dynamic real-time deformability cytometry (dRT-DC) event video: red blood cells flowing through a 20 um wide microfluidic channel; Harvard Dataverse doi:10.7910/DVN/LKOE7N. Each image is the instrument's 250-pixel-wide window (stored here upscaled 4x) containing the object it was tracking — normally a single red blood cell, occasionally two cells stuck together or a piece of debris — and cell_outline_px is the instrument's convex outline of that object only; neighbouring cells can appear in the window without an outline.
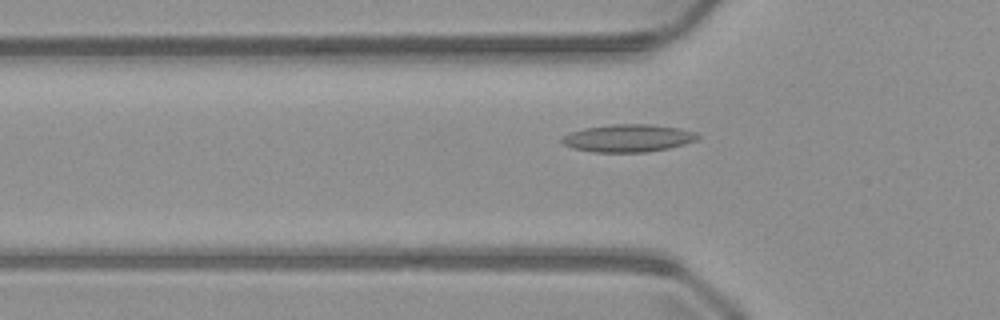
{"species": "common noctule bat (a hibernating species)", "species_latin": "Nyctalus noctula", "temperature_condition": "warm", "stored_images_in_passage": 37, "camera_frame_rate_fps": 3000, "um_per_image_px": 0.085, "animal": {"sex": "male", "body_mass_g": 23.1, "forearm_length_mm": 52.7}, "frame": {"image": 1, "passage_image": 7, "time_ms": 2.0, "image_size_px": [1000, 320], "cell_outline_px": [[700, 140], [668, 148], [648, 152], [592, 152], [572, 148], [564, 144], [560, 140], [564, 136], [572, 132], [584, 128], [612, 124], [652, 124], [680, 128], [696, 132], [700, 136]], "centroid_in_image_um": [53.44, 11.74], "position_along_channel_um": 72.4, "area_um2": 21.96}}
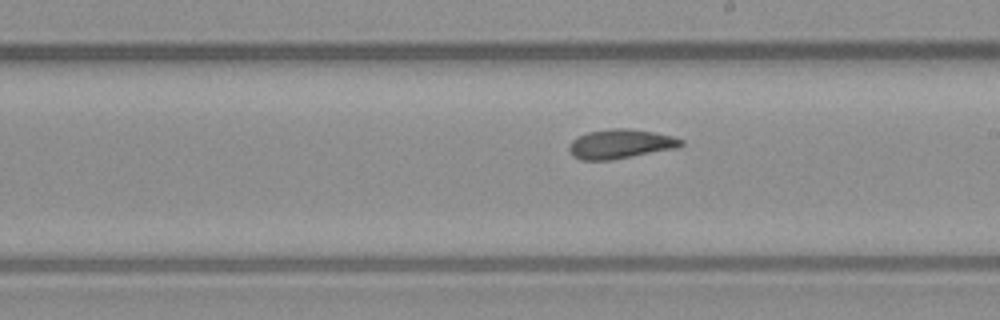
{"frame": {"image": 2, "passage_image": 19, "time_ms": 6.0, "image_size_px": [1000, 320], "cell_outline_px": [[684, 144], [676, 148], [612, 160], [580, 160], [572, 156], [568, 152], [568, 144], [572, 140], [588, 132], [612, 128], [628, 128], [652, 132], [672, 136], [684, 140]], "centroid_in_image_um": [52.7, 12.24], "position_along_channel_um": 236.3, "area_um2": 19.19}}
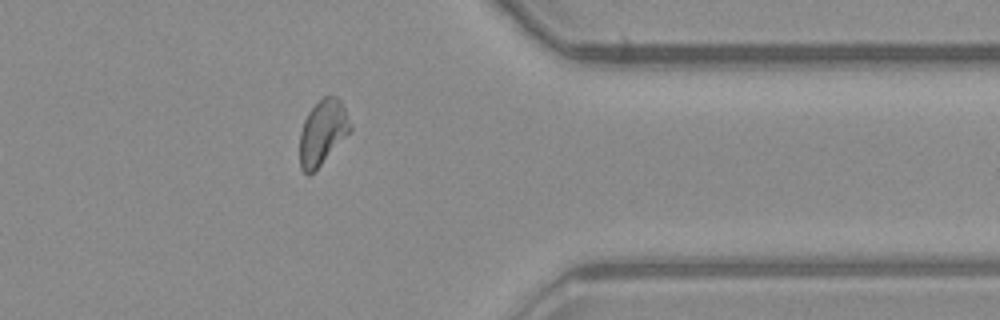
{"frame": {"image": 3, "passage_image": 31, "time_ms": 10.0, "image_size_px": [1000, 320], "cell_outline_px": [[352, 132], [308, 176], [300, 168], [300, 132], [304, 120], [308, 112], [324, 96], [336, 96], [340, 100], [344, 108], [352, 128]], "centroid_in_image_um": [27.43, 11.25], "position_along_channel_um": 384.0, "area_um2": 18.9}}